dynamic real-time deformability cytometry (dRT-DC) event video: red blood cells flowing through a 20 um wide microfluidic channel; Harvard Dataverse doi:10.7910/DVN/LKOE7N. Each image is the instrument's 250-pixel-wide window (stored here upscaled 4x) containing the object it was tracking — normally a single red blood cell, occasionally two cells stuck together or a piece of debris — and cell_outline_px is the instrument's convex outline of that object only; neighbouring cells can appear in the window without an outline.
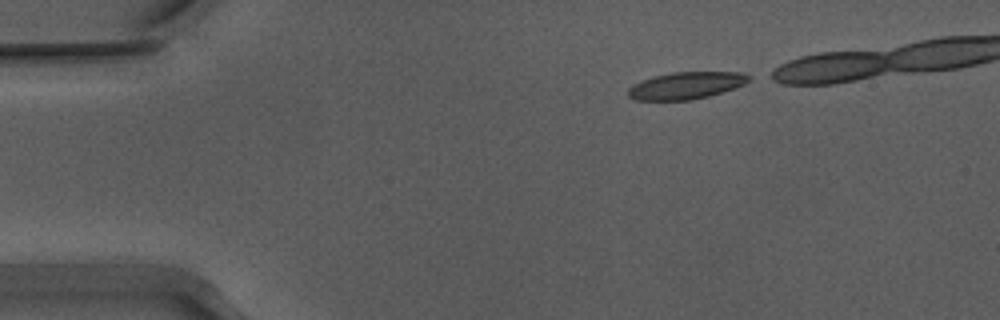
{"species": "Egyptian fruit bat (a non-hibernating species)", "species_latin": "Rousettus aegyptiacus", "temperature_condition": "warm", "stored_images_in_passage": 35, "camera_frame_rate_fps": 3000, "um_per_image_px": 0.085, "animal": {"sex": "male"}, "frame": {"image": 1, "passage_image": 1, "time_ms": 0.0, "image_size_px": [1000, 320], "cell_outline_px": [[752, 80], [744, 84], [708, 96], [692, 100], [636, 100], [628, 96], [628, 88], [632, 84], [652, 76], [672, 72], [744, 72], [752, 76]], "centroid_in_image_um": [58.31, 7.26], "position_along_channel_um": 26.7, "area_um2": 19.13}}
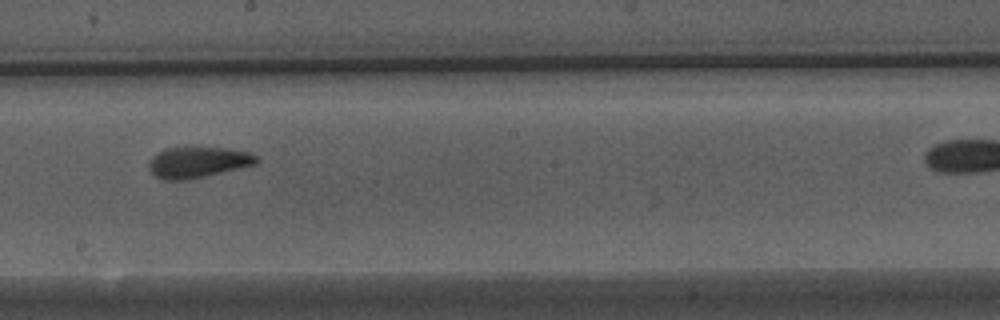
{"frame": {"image": 2, "passage_image": 22, "time_ms": 7.0, "image_size_px": [1000, 320], "cell_outline_px": [[260, 160], [256, 164], [204, 176], [184, 180], [164, 180], [156, 176], [148, 168], [148, 164], [152, 156], [156, 152], [164, 148], [220, 148], [248, 152], [256, 156]], "centroid_in_image_um": [16.77, 13.79], "position_along_channel_um": 231.4, "area_um2": 19.07}}
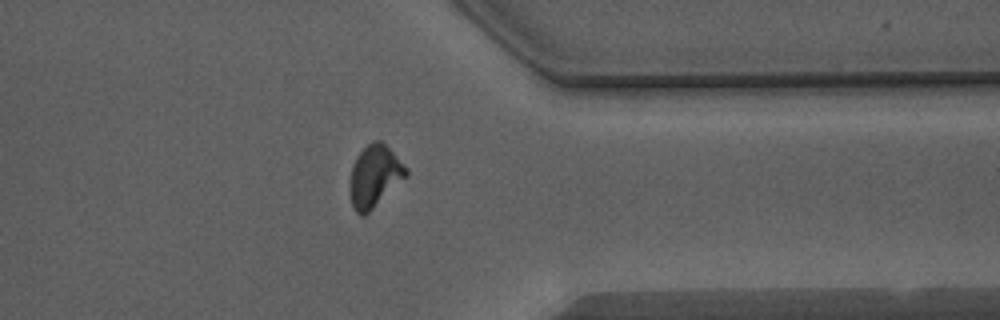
{"frame": {"image": 3, "passage_image": 34, "time_ms": 11.0, "image_size_px": [1000, 320], "cell_outline_px": [[408, 176], [364, 216], [360, 216], [356, 212], [352, 204], [352, 168], [356, 156], [372, 140], [380, 140], [408, 168]], "centroid_in_image_um": [31.88, 14.96], "position_along_channel_um": 379.5, "area_um2": 19.71}}